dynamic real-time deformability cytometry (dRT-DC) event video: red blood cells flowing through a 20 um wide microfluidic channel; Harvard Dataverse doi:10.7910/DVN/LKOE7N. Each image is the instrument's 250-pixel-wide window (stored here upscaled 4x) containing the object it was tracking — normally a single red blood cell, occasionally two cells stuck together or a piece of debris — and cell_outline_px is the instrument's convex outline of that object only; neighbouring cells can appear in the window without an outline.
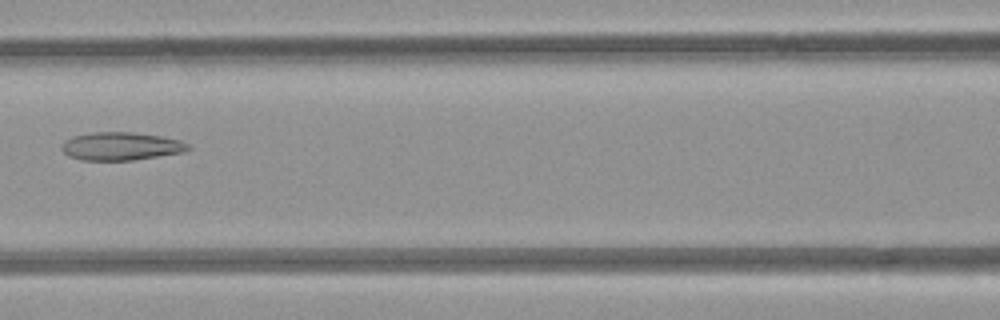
{"species": "common noctule bat (a hibernating species)", "species_latin": "Nyctalus noctula", "temperature_condition": "room temperature", "stored_images_in_passage": 4, "camera_frame_rate_fps": 3000, "um_per_image_px": 0.085, "animal": {"sex": "female", "body_mass_g": 21.9}, "frame": {"image": 1, "passage_image": 3, "time_ms": 2.333, "image_size_px": [1000, 320], "cell_outline_px": [[192, 148], [184, 152], [132, 160], [80, 160], [68, 156], [60, 148], [64, 140], [72, 136], [92, 132], [132, 132], [160, 136], [180, 140], [188, 144]], "centroid_in_image_um": [10.25, 12.43], "position_along_channel_um": 156.3, "area_um2": 20.75}}
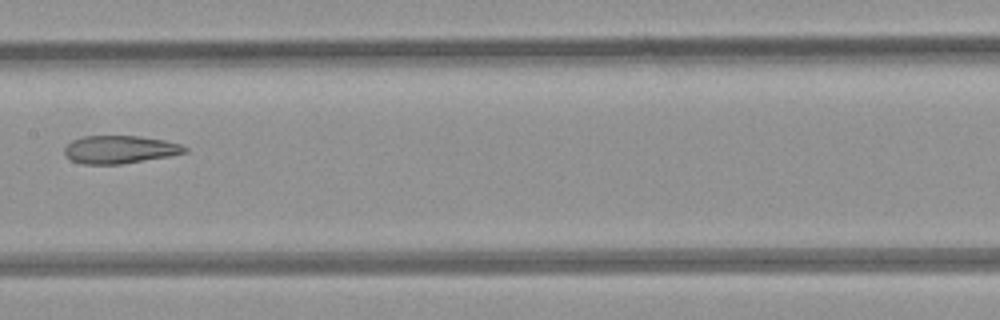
{"frame": {"image": 2, "passage_image": 4, "time_ms": 3.333, "image_size_px": [1000, 320], "cell_outline_px": [[188, 152], [168, 156], [120, 164], [84, 164], [72, 160], [64, 152], [64, 148], [72, 140], [84, 136], [140, 136], [164, 140], [180, 144], [188, 148]], "centroid_in_image_um": [10.2, 12.7], "position_along_channel_um": 197.2, "area_um2": 19.36}}